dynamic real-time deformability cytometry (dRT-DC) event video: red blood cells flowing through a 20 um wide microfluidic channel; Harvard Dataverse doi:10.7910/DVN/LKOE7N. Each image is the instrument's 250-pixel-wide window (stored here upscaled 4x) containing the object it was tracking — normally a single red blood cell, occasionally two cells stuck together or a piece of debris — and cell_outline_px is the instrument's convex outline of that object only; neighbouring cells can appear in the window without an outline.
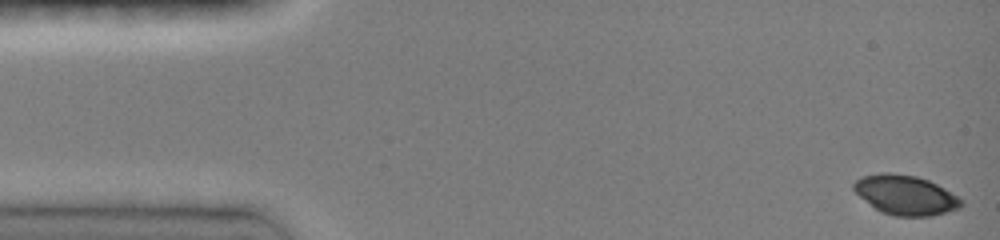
{"species": "common noctule bat (a hibernating species)", "species_latin": "Nyctalus noctula", "temperature_condition": "room temperature", "stored_images_in_passage": 10, "camera_frame_rate_fps": 3000, "um_per_image_px": 0.085, "animal": {"sex": "female", "body_mass_g": 19.0, "forearm_length_mm": 51.5}, "frame": {"image": 1, "passage_image": 1, "time_ms": 0.0, "image_size_px": [1000, 240], "cell_outline_px": [[964, 204], [960, 208], [932, 216], [892, 216], [880, 212], [860, 196], [852, 188], [852, 184], [856, 180], [864, 176], [880, 172], [888, 172], [916, 176], [928, 180], [944, 188], [964, 200]], "centroid_in_image_um": [76.98, 16.58], "position_along_channel_um": 8.0, "area_um2": 24.85}}
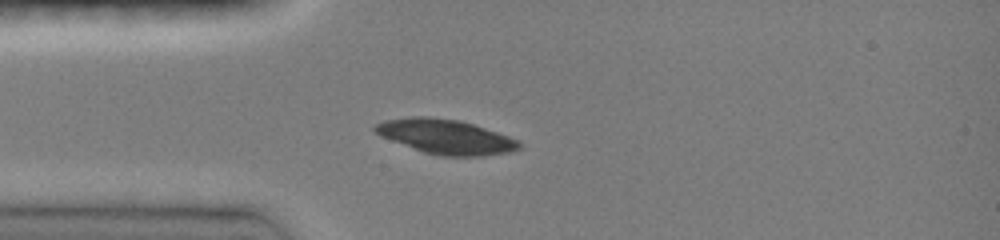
{"frame": {"image": 2, "passage_image": 9, "time_ms": 3.667, "image_size_px": [1000, 240], "cell_outline_px": [[524, 144], [520, 148], [512, 152], [484, 156], [440, 156], [424, 152], [380, 136], [372, 132], [372, 128], [376, 124], [384, 120], [412, 116], [428, 116], [460, 120], [520, 140]], "centroid_in_image_um": [37.89, 11.62], "position_along_channel_um": 47.1, "area_um2": 29.25}}